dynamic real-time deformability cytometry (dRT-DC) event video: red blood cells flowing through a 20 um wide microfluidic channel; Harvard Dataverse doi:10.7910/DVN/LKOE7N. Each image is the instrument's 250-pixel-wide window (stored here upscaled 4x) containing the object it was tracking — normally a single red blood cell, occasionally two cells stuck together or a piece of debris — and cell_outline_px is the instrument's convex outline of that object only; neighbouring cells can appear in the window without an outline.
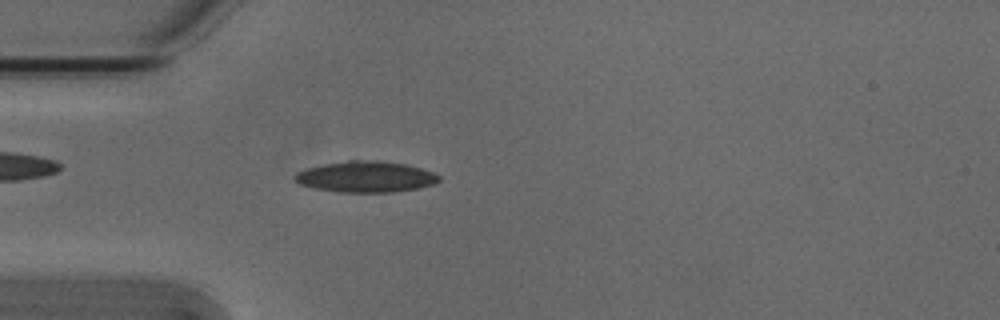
{"species": "Egyptian fruit bat (a non-hibernating species)", "species_latin": "Rousettus aegyptiacus", "temperature_condition": "cold", "stored_images_in_passage": 5, "camera_frame_rate_fps": 3000, "um_per_image_px": 0.085, "animal": {"sex": "male"}, "frame": {"image": 1, "passage_image": 5, "time_ms": 1.333, "image_size_px": [1000, 320], "cell_outline_px": [[440, 180], [436, 184], [416, 188], [392, 192], [336, 192], [316, 188], [300, 184], [292, 176], [296, 172], [308, 168], [324, 164], [348, 160], [376, 160], [404, 164], [420, 168], [432, 172], [440, 176]], "centroid_in_image_um": [31.09, 15.02], "position_along_channel_um": 53.9, "area_um2": 25.95}}